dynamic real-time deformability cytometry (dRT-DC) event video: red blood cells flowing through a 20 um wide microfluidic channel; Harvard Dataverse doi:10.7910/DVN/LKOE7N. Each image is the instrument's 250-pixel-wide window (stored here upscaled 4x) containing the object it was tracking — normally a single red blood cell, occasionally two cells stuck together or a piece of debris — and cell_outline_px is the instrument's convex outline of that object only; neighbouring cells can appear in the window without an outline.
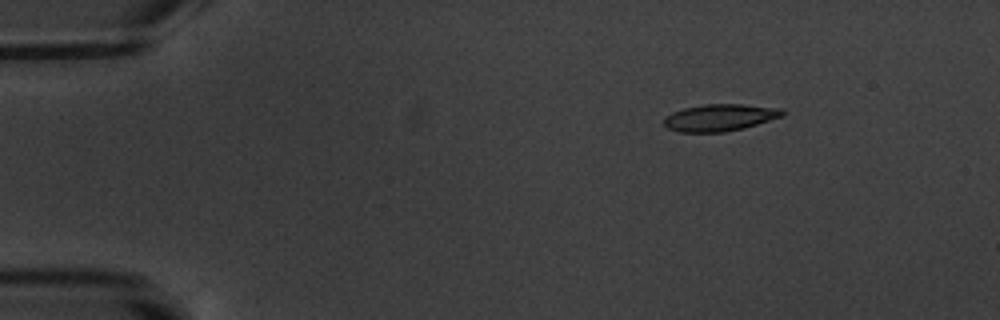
{"species": "common noctule bat (a hibernating species)", "species_latin": "Nyctalus noctula", "temperature_condition": "warm", "stored_images_in_passage": 7, "camera_frame_rate_fps": 3000, "um_per_image_px": 0.085, "animal": {"sex": "male", "body_mass_g": 20.1, "forearm_length_mm": 53.5}, "frame": {"image": 1, "passage_image": 3, "time_ms": 2.667, "image_size_px": [1000, 320], "cell_outline_px": [[788, 112], [784, 116], [744, 128], [724, 132], [680, 132], [668, 128], [664, 124], [664, 116], [672, 112], [684, 108], [704, 104], [744, 104], [780, 108]], "centroid_in_image_um": [61.22, 9.99], "position_along_channel_um": 23.8, "area_um2": 18.79}}
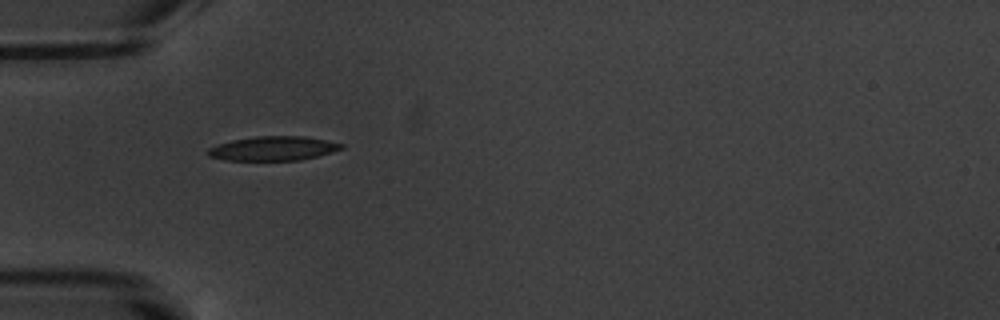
{"frame": {"image": 2, "passage_image": 6, "time_ms": 6.0, "image_size_px": [1000, 320], "cell_outline_px": [[344, 148], [332, 152], [300, 160], [224, 160], [208, 156], [208, 148], [232, 140], [256, 136], [304, 136], [344, 144]], "centroid_in_image_um": [23.22, 12.62], "position_along_channel_um": 61.8, "area_um2": 18.67}}